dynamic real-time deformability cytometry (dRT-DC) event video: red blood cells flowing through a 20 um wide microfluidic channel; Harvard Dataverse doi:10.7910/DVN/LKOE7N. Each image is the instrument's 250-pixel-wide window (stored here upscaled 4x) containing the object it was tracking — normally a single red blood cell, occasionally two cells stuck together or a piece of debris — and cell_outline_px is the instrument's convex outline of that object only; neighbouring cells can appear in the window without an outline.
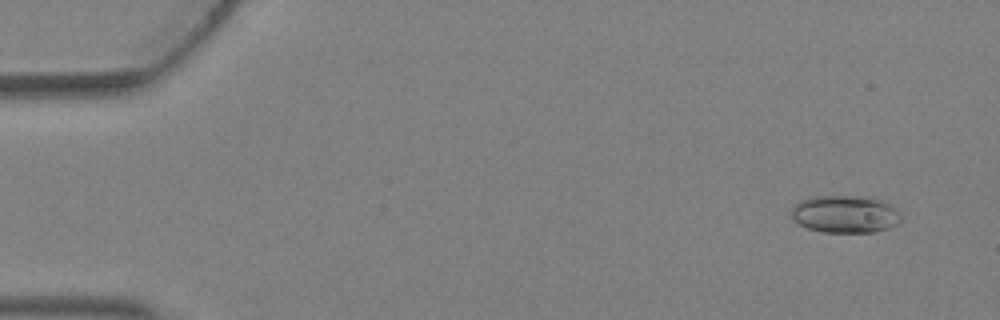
{"species": "Egyptian fruit bat (a non-hibernating species)", "species_latin": "Rousettus aegyptiacus", "temperature_condition": "warm", "stored_images_in_passage": 4, "camera_frame_rate_fps": 3000, "um_per_image_px": 0.085, "animal": {"sex": "female"}, "frame": {"image": 1, "passage_image": 1, "time_ms": 0.0, "image_size_px": [1000, 320], "cell_outline_px": [[900, 224], [888, 228], [872, 232], [824, 232], [808, 228], [800, 224], [792, 216], [792, 208], [800, 200], [812, 196], [868, 196], [884, 200], [892, 204], [900, 212]], "centroid_in_image_um": [71.9, 18.18], "position_along_channel_um": 13.1, "area_um2": 24.16}}